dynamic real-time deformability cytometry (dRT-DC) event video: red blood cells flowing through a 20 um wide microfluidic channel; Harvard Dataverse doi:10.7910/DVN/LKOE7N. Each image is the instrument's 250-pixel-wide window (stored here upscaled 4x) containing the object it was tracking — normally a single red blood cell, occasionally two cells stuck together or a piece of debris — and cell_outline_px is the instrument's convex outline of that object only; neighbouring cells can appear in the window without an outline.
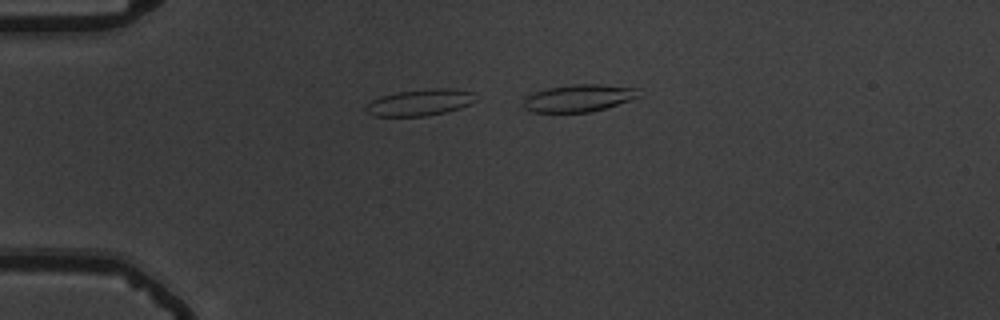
{"species": "common noctule bat (a hibernating species)", "species_latin": "Nyctalus noctula", "temperature_condition": "warm", "stored_images_in_passage": 12, "camera_frame_rate_fps": 3000, "um_per_image_px": 0.085, "animal": {"sex": "male", "body_mass_g": 19.5, "forearm_length_mm": 54.6}, "frame": {"image": 1, "passage_image": 3, "time_ms": 0.667, "image_size_px": [1000, 320], "cell_outline_px": [[476, 100], [460, 108], [444, 112], [424, 116], [372, 116], [364, 108], [372, 100], [380, 96], [396, 92], [432, 88], [452, 88], [472, 92]], "centroid_in_image_um": [35.67, 8.7], "position_along_channel_um": 49.3, "area_um2": 16.82}}
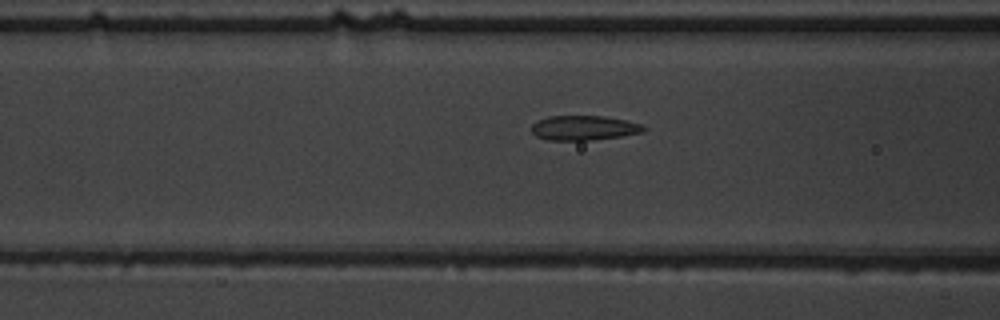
{"frame": {"image": 2, "passage_image": 10, "time_ms": 3.0, "image_size_px": [1000, 320], "cell_outline_px": [[644, 132], [620, 136], [592, 140], [548, 140], [536, 136], [532, 132], [532, 124], [536, 120], [548, 116], [604, 116], [628, 120], [640, 124], [644, 128]], "centroid_in_image_um": [49.6, 10.86], "position_along_channel_um": 117.0, "area_um2": 16.13}}